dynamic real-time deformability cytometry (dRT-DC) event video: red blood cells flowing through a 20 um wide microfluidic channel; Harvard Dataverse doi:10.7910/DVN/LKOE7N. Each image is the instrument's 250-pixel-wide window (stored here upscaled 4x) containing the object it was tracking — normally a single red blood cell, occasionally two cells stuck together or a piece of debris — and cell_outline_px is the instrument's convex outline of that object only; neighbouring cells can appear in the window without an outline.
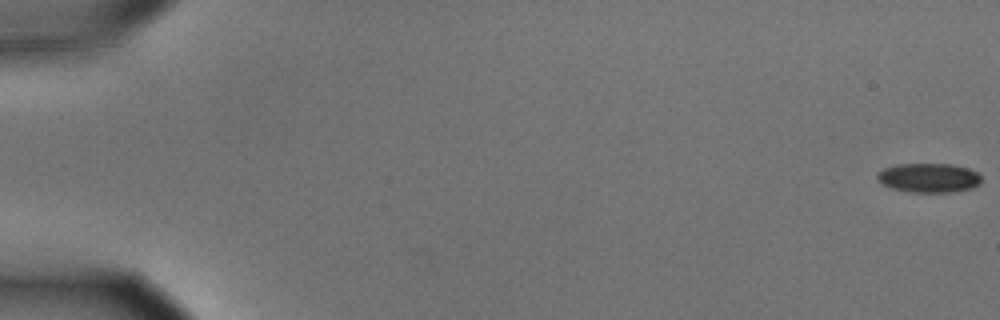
{"species": "common noctule bat (a hibernating species)", "species_latin": "Nyctalus noctula", "temperature_condition": "cold", "stored_images_in_passage": 10, "camera_frame_rate_fps": 3000, "um_per_image_px": 0.085, "animal": {"sex": "male", "body_mass_g": 15.6}, "frame": {"image": 1, "passage_image": 1, "time_ms": 0.0, "image_size_px": [1000, 320], "cell_outline_px": [[980, 184], [972, 188], [948, 192], [912, 192], [892, 188], [876, 180], [876, 172], [884, 168], [896, 164], [952, 164], [968, 168], [976, 172], [980, 176]], "centroid_in_image_um": [78.91, 15.1], "position_along_channel_um": 6.1, "area_um2": 17.74}}